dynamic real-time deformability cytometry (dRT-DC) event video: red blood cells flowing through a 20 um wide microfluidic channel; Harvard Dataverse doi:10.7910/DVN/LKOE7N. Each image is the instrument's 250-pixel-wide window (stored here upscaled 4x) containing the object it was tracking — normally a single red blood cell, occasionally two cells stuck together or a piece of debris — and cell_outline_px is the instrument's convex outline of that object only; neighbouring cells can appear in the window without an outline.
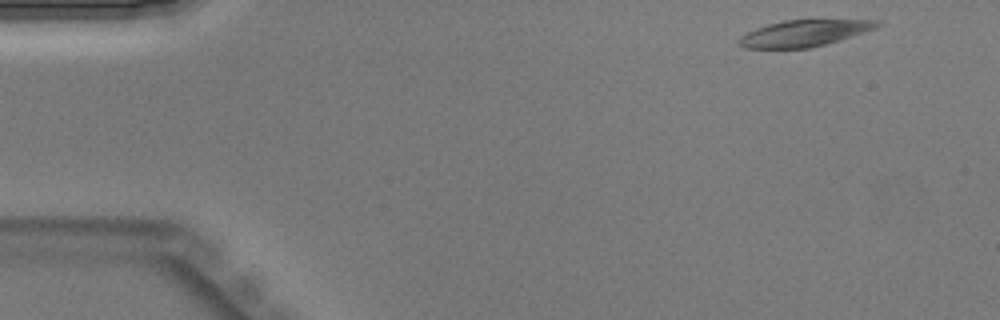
{"species": "Egyptian fruit bat (a non-hibernating species)", "species_latin": "Rousettus aegyptiacus", "temperature_condition": "warm", "stored_images_in_passage": 41, "camera_frame_rate_fps": 3000, "um_per_image_px": 0.085, "animal": {"sex": "male"}, "frame": {"image": 1, "passage_image": 1, "time_ms": 0.0, "image_size_px": [1000, 320], "cell_outline_px": [[884, 24], [876, 28], [840, 40], [812, 48], [744, 48], [736, 44], [736, 40], [740, 36], [756, 28], [768, 24], [784, 20], [880, 20]], "centroid_in_image_um": [68.34, 2.83], "position_along_channel_um": 16.7, "area_um2": 21.39}}
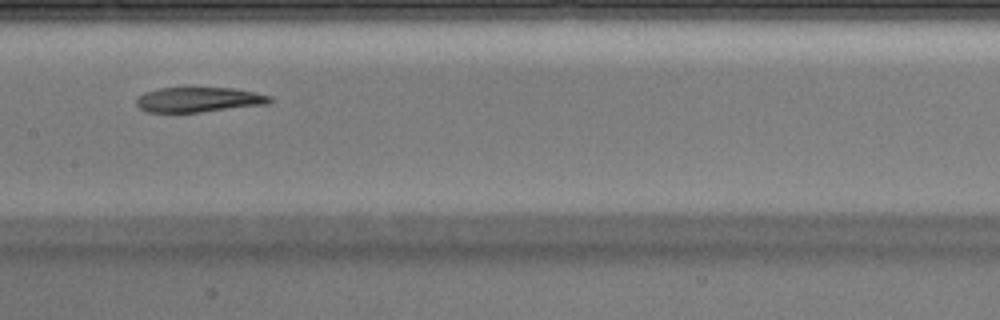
{"frame": {"image": 2, "passage_image": 19, "time_ms": 6.0, "image_size_px": [1000, 320], "cell_outline_px": [[276, 100], [268, 104], [200, 112], [144, 112], [136, 104], [136, 100], [144, 92], [160, 88], [232, 88], [272, 96]], "centroid_in_image_um": [16.91, 8.47], "position_along_channel_um": 190.5, "area_um2": 19.36}}
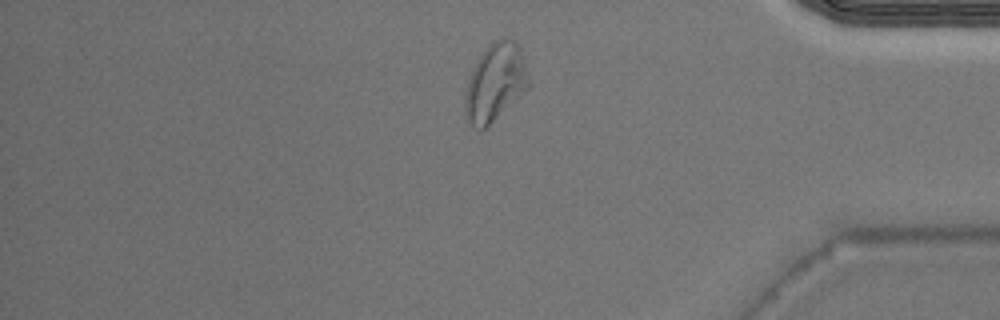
{"frame": {"image": 3, "passage_image": 34, "time_ms": 11.0, "image_size_px": [1000, 320], "cell_outline_px": [[532, 84], [488, 128], [480, 132], [472, 128], [464, 112], [464, 96], [468, 80], [480, 56], [488, 44], [492, 40], [504, 36], [516, 40], [520, 48]], "centroid_in_image_um": [42.11, 7.04], "position_along_channel_um": 393.1, "area_um2": 29.54}}